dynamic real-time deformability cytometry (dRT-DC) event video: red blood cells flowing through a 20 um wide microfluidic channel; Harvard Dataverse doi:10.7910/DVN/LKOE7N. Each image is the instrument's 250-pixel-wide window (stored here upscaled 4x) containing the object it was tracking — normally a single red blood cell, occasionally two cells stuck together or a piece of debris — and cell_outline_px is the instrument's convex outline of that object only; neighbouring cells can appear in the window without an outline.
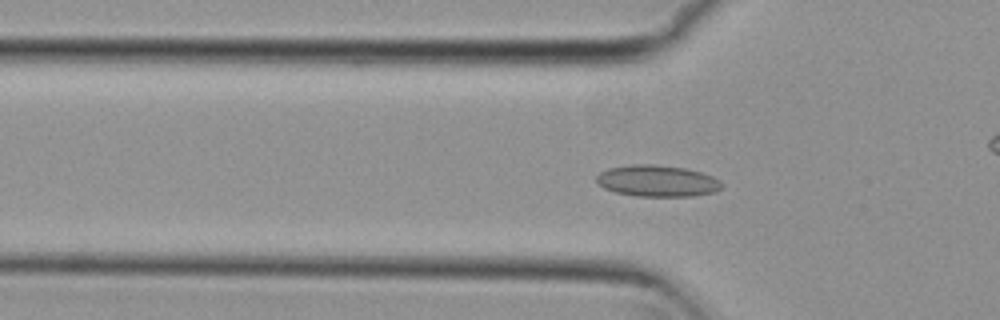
{"species": "common noctule bat (a hibernating species)", "species_latin": "Nyctalus noctula", "temperature_condition": "cold", "stored_images_in_passage": 56, "camera_frame_rate_fps": 3000, "um_per_image_px": 0.085, "animal": {"sex": "female", "body_mass_g": 29.2, "forearm_length_mm": 56.3}, "frame": {"image": 1, "passage_image": 18, "time_ms": 5.667, "image_size_px": [1000, 320], "cell_outline_px": [[724, 188], [716, 192], [692, 196], [636, 196], [616, 192], [604, 188], [596, 180], [596, 176], [600, 172], [608, 168], [632, 164], [652, 164], [684, 168], [700, 172], [712, 176], [720, 180], [724, 184]], "centroid_in_image_um": [55.91, 15.38], "position_along_channel_um": 69.9, "area_um2": 23.06}}
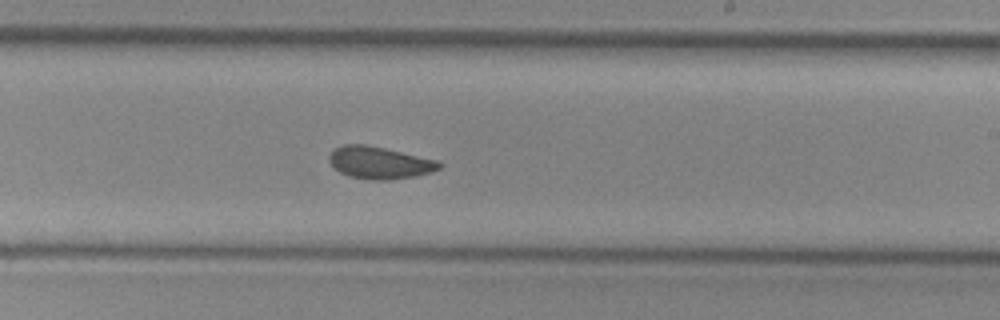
{"frame": {"image": 2, "passage_image": 33, "time_ms": 10.667, "image_size_px": [1000, 320], "cell_outline_px": [[444, 164], [440, 168], [432, 172], [416, 176], [388, 180], [372, 180], [348, 176], [340, 172], [328, 160], [328, 156], [336, 148], [344, 144], [364, 144], [384, 148], [436, 160]], "centroid_in_image_um": [32.27, 13.84], "position_along_channel_um": 256.7, "area_um2": 20.52}}
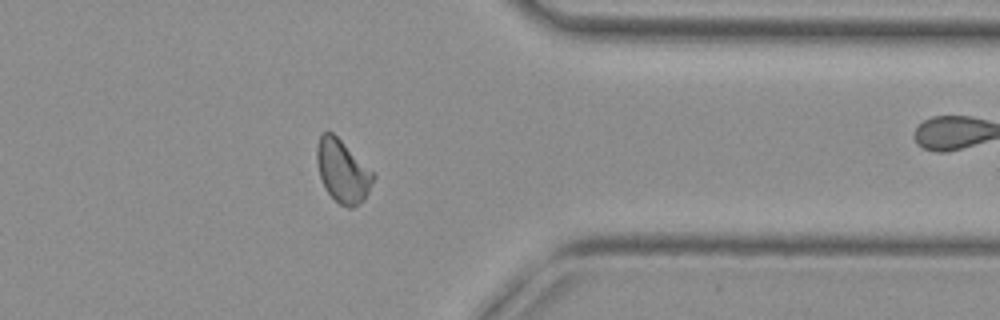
{"frame": {"image": 3, "passage_image": 44, "time_ms": 14.333, "image_size_px": [1000, 320], "cell_outline_px": [[376, 176], [364, 200], [360, 204], [352, 208], [348, 208], [340, 204], [324, 188], [320, 176], [316, 160], [316, 144], [320, 136], [324, 132], [332, 132]], "centroid_in_image_um": [29.1, 14.58], "position_along_channel_um": 382.3, "area_um2": 20.23}, "authors_computed_cell_mechanics": {"area_um2": 20.6346, "velocity_mm_per_s": 3.7392, "shape_relaxation_time_tau1_ms": 8.2243, "shape_relaxation_time_tau2_ms": 2.8982, "deformation_change_tau1": 0.1117, "deformation_change_tau2": 0.067}}